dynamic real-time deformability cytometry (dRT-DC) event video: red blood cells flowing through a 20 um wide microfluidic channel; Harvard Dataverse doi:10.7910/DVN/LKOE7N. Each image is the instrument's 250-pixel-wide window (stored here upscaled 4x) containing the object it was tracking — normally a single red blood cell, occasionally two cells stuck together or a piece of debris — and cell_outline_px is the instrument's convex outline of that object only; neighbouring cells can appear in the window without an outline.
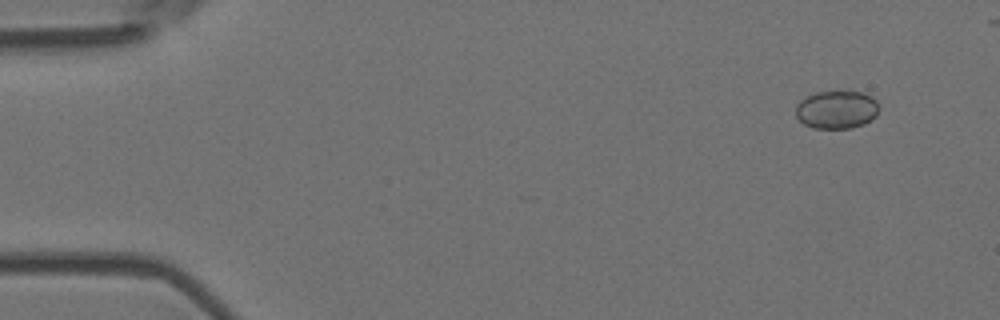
{"species": "Egyptian fruit bat (a non-hibernating species)", "species_latin": "Rousettus aegyptiacus", "temperature_condition": "room temperature", "stored_images_in_passage": 7, "camera_frame_rate_fps": 3000, "um_per_image_px": 0.085, "animal": {"sex": "female"}, "frame": {"image": 1, "passage_image": 2, "time_ms": 0.333, "image_size_px": [1000, 320], "cell_outline_px": [[880, 108], [876, 116], [864, 124], [852, 128], [812, 128], [804, 124], [796, 116], [796, 104], [800, 100], [816, 92], [860, 92], [872, 96], [876, 100]], "centroid_in_image_um": [71.13, 9.33], "position_along_channel_um": 13.9, "area_um2": 18.5}}
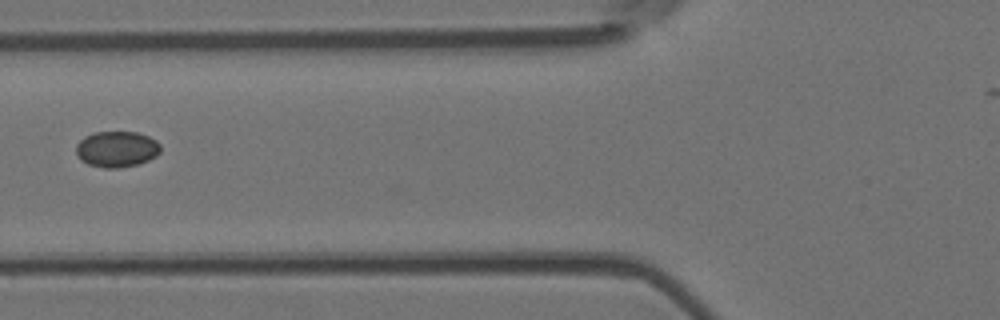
{"frame": {"image": 2, "passage_image": 6, "time_ms": 1.667, "image_size_px": [1000, 320], "cell_outline_px": [[160, 152], [156, 156], [140, 164], [116, 168], [104, 168], [88, 164], [80, 160], [76, 152], [76, 144], [84, 136], [92, 132], [136, 132], [148, 136], [156, 140], [160, 144]], "centroid_in_image_um": [9.91, 12.67], "position_along_channel_um": 115.9, "area_um2": 17.86}}
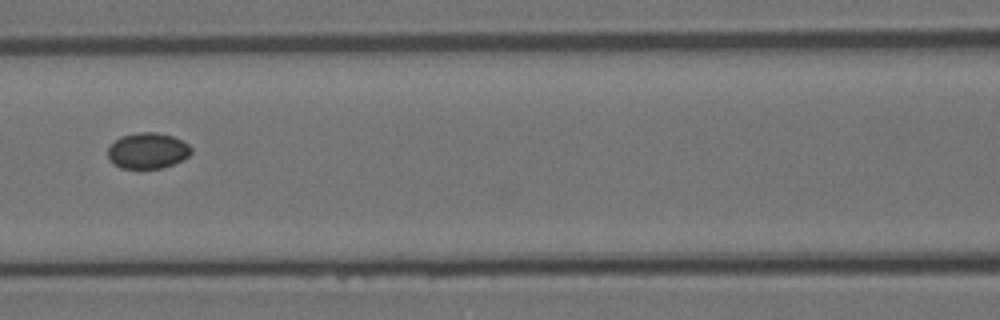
{"frame": {"image": 3, "passage_image": 7, "time_ms": 2.0, "image_size_px": [1000, 320], "cell_outline_px": [[192, 152], [188, 156], [172, 164], [160, 168], [120, 168], [108, 156], [108, 148], [120, 136], [140, 132], [156, 132], [172, 136], [188, 144], [192, 148]], "centroid_in_image_um": [12.56, 12.8], "position_along_channel_um": 154.0, "area_um2": 17.11}}